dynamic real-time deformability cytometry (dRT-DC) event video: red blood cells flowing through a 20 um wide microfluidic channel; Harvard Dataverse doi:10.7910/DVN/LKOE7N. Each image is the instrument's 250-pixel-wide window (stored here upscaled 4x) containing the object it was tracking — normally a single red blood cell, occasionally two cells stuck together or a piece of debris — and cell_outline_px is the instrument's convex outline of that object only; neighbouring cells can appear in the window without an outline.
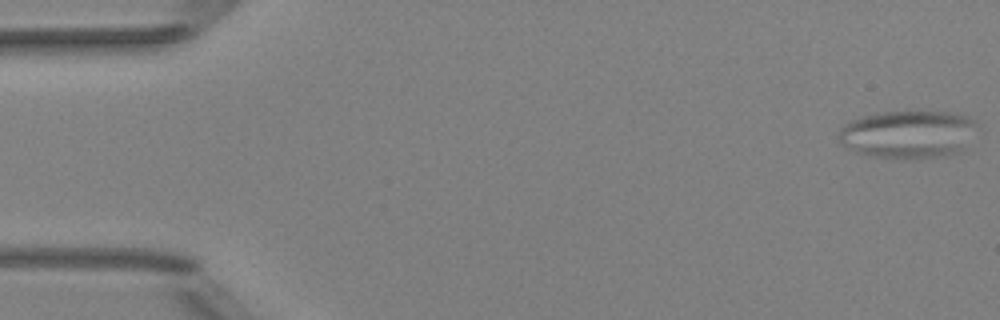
{"species": "Egyptian fruit bat (a non-hibernating species)", "species_latin": "Rousettus aegyptiacus", "temperature_condition": "room temperature", "stored_images_in_passage": 52, "camera_frame_rate_fps": 3000, "um_per_image_px": 0.085, "animal": {"sex": "female"}, "frame": {"image": 1, "passage_image": 1, "time_ms": 0.0, "image_size_px": [1000, 320], "cell_outline_px": [[976, 124], [960, 152], [944, 156], [904, 160], [876, 156], [856, 152], [840, 144], [836, 136], [840, 128], [844, 124], [852, 120], [876, 112], [948, 112], [964, 116], [976, 120]], "centroid_in_image_um": [77.1, 11.43], "position_along_channel_um": 7.9, "area_um2": 38.49}}
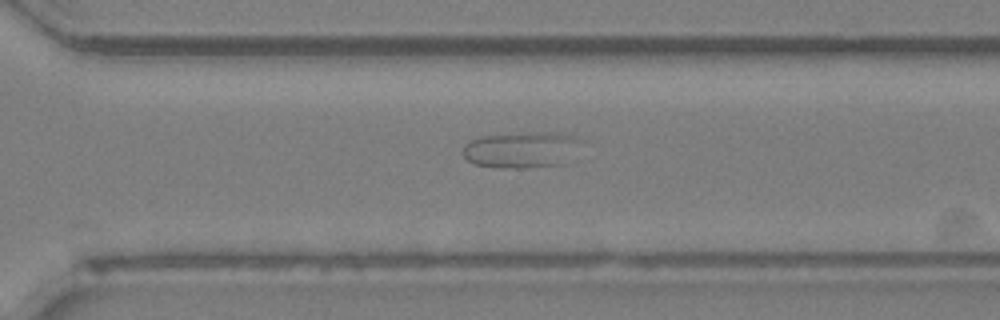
{"frame": {"image": 2, "passage_image": 37, "time_ms": 12.0, "image_size_px": [1000, 320], "cell_outline_px": [[588, 140], [560, 164], [516, 168], [504, 168], [476, 164], [468, 160], [464, 156], [464, 144], [480, 136], [536, 132], [560, 132]], "centroid_in_image_um": [44.38, 12.7], "position_along_channel_um": 326.2, "area_um2": 24.8}}
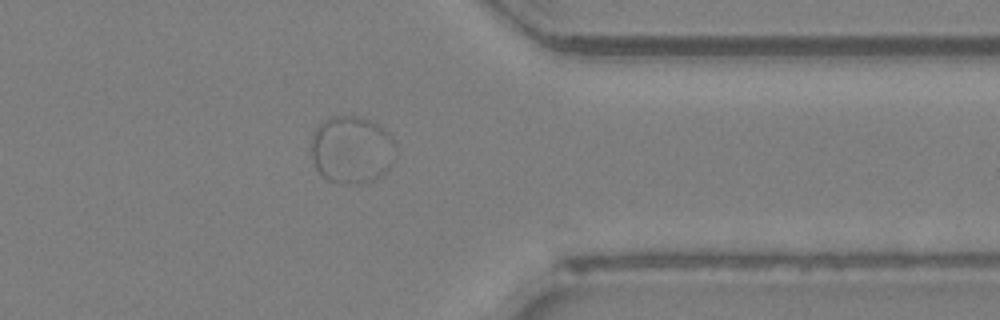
{"frame": {"image": 3, "passage_image": 42, "time_ms": 13.667, "image_size_px": [1000, 320], "cell_outline_px": [[396, 156], [388, 168], [380, 176], [372, 180], [344, 184], [340, 184], [328, 180], [316, 168], [312, 160], [312, 132], [320, 120], [332, 116], [360, 116], [384, 128], [396, 144]], "centroid_in_image_um": [29.88, 12.69], "position_along_channel_um": 381.5, "area_um2": 33.41}}